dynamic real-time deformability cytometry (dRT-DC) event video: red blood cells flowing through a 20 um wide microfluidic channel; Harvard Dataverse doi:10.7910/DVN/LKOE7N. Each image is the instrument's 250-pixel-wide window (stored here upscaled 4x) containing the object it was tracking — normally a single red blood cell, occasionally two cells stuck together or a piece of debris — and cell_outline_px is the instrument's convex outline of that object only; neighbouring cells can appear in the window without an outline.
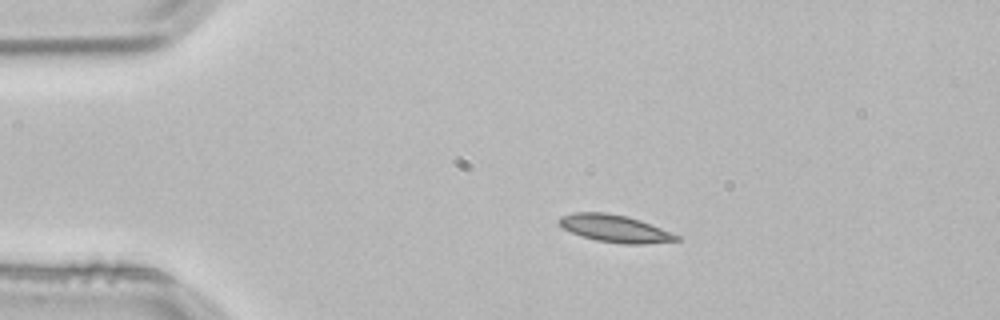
{"species": "common noctule bat (a hibernating species)", "species_latin": "Nyctalus noctula", "temperature_condition": "room temperature", "stored_images_in_passage": 2, "camera_frame_rate_fps": 3000, "um_per_image_px": 0.085, "animal": {"sex": "male", "body_mass_g": 21.5, "forearm_length_mm": 52.0}, "frame": {"image": 1, "passage_image": 1, "time_ms": 0.0, "image_size_px": [1000, 320], "cell_outline_px": [[680, 240], [644, 244], [624, 244], [596, 240], [580, 236], [564, 228], [556, 220], [560, 216], [572, 212], [604, 212], [628, 216], [640, 220], [680, 236]], "centroid_in_image_um": [52.23, 19.41], "position_along_channel_um": 32.8, "area_um2": 18.67}}